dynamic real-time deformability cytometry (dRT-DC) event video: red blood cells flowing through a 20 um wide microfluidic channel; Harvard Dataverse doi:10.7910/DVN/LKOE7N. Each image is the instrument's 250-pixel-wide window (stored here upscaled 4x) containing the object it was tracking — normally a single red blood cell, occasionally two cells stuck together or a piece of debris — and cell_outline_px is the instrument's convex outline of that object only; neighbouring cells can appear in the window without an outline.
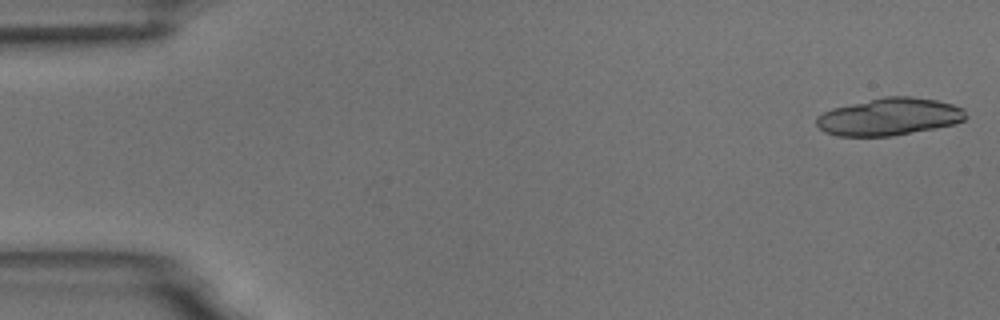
{"species": "common noctule bat (a hibernating species)", "species_latin": "Nyctalus noctula", "temperature_condition": "room temperature", "stored_images_in_passage": 6, "camera_frame_rate_fps": 3000, "um_per_image_px": 0.085, "animal": {"sex": "male", "body_mass_g": 18.8}, "frame": {"image": 1, "passage_image": 1, "time_ms": 0.0, "image_size_px": [1000, 320], "cell_outline_px": [[968, 116], [964, 120], [952, 124], [936, 128], [892, 136], [836, 136], [824, 132], [816, 124], [816, 116], [832, 108], [884, 96], [908, 96], [936, 100], [952, 104], [964, 108]], "centroid_in_image_um": [75.58, 9.92], "position_along_channel_um": 9.4, "area_um2": 32.6}}
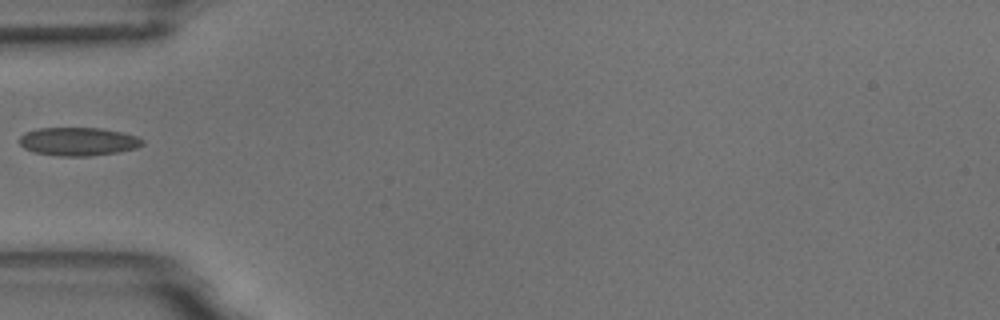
{"frame": {"image": 2, "passage_image": 6, "time_ms": 5.667, "image_size_px": [1000, 320], "cell_outline_px": [[144, 144], [136, 148], [116, 152], [88, 156], [56, 156], [36, 152], [24, 148], [20, 144], [20, 136], [24, 132], [40, 128], [100, 128], [120, 132], [136, 136], [144, 140]], "centroid_in_image_um": [6.64, 12.03], "position_along_channel_um": 78.4, "area_um2": 20.17}}